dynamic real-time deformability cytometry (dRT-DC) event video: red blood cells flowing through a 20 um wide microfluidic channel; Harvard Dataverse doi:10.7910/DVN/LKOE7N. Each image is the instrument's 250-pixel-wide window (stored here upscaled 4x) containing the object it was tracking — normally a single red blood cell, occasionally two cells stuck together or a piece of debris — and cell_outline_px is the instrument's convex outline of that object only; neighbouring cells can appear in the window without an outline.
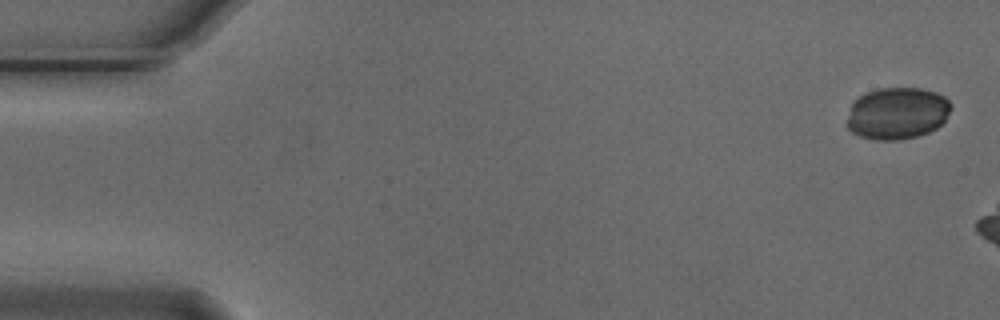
{"species": "Egyptian fruit bat (a non-hibernating species)", "species_latin": "Rousettus aegyptiacus", "temperature_condition": "cold", "stored_images_in_passage": 3, "camera_frame_rate_fps": 3000, "um_per_image_px": 0.085, "animal": {"sex": "male"}, "frame": {"image": 1, "passage_image": 1, "time_ms": 0.0, "image_size_px": [1000, 320], "cell_outline_px": [[952, 108], [944, 120], [936, 128], [928, 132], [916, 136], [896, 140], [876, 140], [860, 136], [852, 132], [844, 124], [852, 104], [860, 96], [876, 88], [920, 88], [936, 92], [944, 96], [952, 104]], "centroid_in_image_um": [76.25, 9.63], "position_along_channel_um": 8.8, "area_um2": 31.56}}